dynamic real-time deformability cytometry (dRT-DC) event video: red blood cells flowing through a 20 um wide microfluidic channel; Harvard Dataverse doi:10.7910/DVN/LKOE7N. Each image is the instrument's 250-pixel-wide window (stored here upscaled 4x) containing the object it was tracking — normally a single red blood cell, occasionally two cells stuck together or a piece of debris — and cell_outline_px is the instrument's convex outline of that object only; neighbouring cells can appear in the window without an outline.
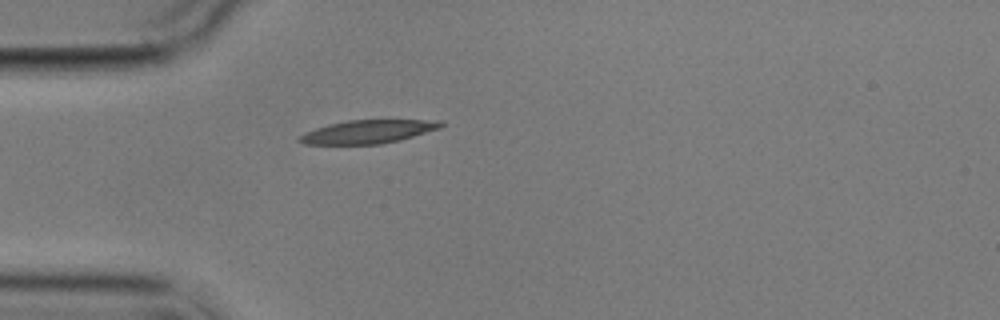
{"species": "common noctule bat (a hibernating species)", "species_latin": "Nyctalus noctula", "temperature_condition": "cold", "stored_images_in_passage": 1, "camera_frame_rate_fps": 3000, "um_per_image_px": 0.085, "animal": {"sex": "male", "body_mass_g": 17.9}, "frame": {"image": 1, "passage_image": 1, "time_ms": 0.0, "image_size_px": [1000, 320], "cell_outline_px": [[444, 124], [440, 128], [400, 140], [380, 144], [304, 144], [296, 140], [300, 136], [316, 128], [328, 124], [348, 120], [444, 120]], "centroid_in_image_um": [31.31, 11.19], "position_along_channel_um": 53.7, "area_um2": 19.13}}